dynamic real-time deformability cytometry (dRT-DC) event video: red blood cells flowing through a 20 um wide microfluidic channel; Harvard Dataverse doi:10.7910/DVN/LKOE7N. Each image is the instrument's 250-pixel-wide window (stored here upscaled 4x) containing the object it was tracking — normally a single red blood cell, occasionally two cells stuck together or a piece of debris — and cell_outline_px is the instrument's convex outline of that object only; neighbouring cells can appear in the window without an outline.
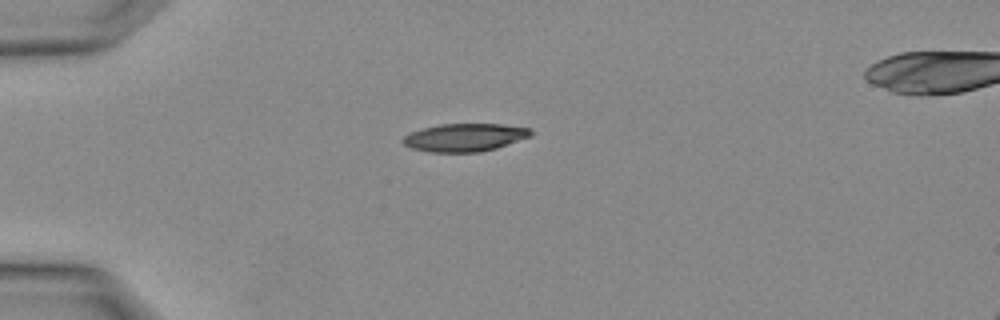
{"species": "Egyptian fruit bat (a non-hibernating species)", "species_latin": "Rousettus aegyptiacus", "temperature_condition": "warm", "stored_images_in_passage": 1, "camera_frame_rate_fps": 3000, "um_per_image_px": 0.085, "animal": {"sex": "female"}, "frame": {"image": 1, "passage_image": 1, "time_ms": 0.0, "image_size_px": [1000, 320], "cell_outline_px": [[532, 136], [496, 148], [480, 152], [432, 152], [412, 148], [404, 144], [400, 140], [404, 136], [412, 132], [424, 128], [440, 124], [504, 124], [532, 128]], "centroid_in_image_um": [39.54, 11.68], "position_along_channel_um": 45.5, "area_um2": 20.81}}